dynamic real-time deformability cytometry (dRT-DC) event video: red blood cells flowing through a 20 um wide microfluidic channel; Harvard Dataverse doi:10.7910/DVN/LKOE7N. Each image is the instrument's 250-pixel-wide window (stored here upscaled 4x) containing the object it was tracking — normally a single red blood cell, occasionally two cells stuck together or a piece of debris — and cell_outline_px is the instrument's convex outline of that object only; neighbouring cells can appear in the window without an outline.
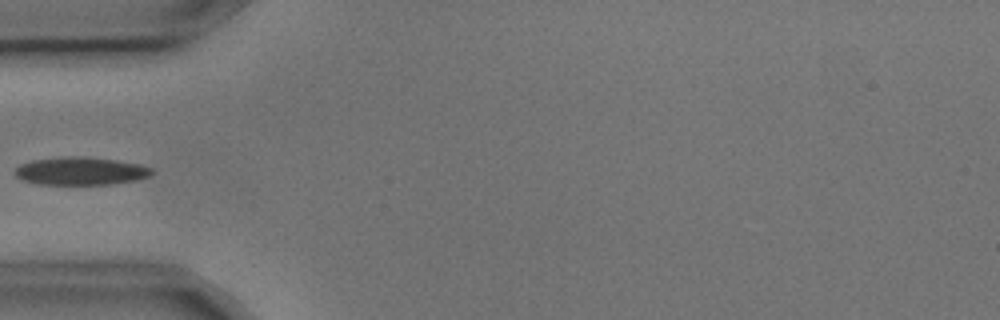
{"species": "common noctule bat (a hibernating species)", "species_latin": "Nyctalus noctula", "temperature_condition": "cold", "stored_images_in_passage": 4, "camera_frame_rate_fps": 3000, "um_per_image_px": 0.085, "animal": {"sex": "male", "body_mass_g": 17.9, "forearm_length_mm": 54.2}, "frame": {"image": 1, "passage_image": 4, "time_ms": 1.0, "image_size_px": [1000, 320], "cell_outline_px": [[152, 176], [136, 180], [112, 184], [40, 184], [24, 180], [16, 176], [12, 172], [20, 164], [32, 160], [60, 156], [88, 156], [116, 160], [140, 164], [152, 168]], "centroid_in_image_um": [6.86, 14.52], "position_along_channel_um": 78.1, "area_um2": 22.48}}